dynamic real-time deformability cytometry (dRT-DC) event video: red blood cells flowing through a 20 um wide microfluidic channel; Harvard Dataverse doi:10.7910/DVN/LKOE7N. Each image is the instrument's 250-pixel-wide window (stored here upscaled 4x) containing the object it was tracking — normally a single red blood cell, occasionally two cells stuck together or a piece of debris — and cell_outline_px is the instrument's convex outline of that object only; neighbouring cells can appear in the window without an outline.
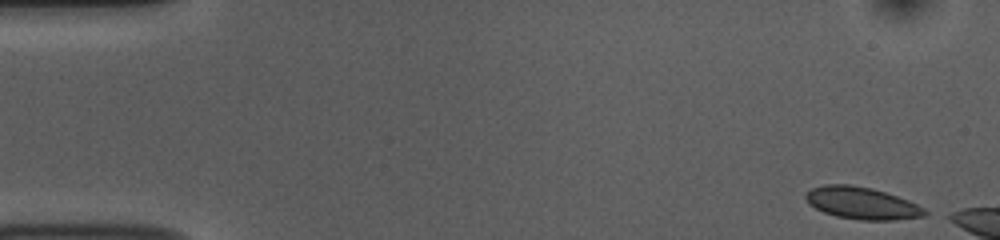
{"species": "common noctule bat (a hibernating species)", "species_latin": "Nyctalus noctula", "temperature_condition": "room temperature", "stored_images_in_passage": 10, "camera_frame_rate_fps": 3000, "um_per_image_px": 0.085, "animal": {"sex": "female", "body_mass_g": 10.0, "forearm_length_mm": 53.1}, "frame": {"image": 1, "passage_image": 1, "time_ms": 0.0, "image_size_px": [1000, 240], "cell_outline_px": [[928, 212], [924, 216], [892, 220], [860, 220], [836, 216], [824, 212], [808, 204], [804, 196], [812, 188], [824, 184], [852, 184], [872, 188], [908, 200], [924, 208]], "centroid_in_image_um": [73.23, 17.26], "position_along_channel_um": 11.8, "area_um2": 22.2}}